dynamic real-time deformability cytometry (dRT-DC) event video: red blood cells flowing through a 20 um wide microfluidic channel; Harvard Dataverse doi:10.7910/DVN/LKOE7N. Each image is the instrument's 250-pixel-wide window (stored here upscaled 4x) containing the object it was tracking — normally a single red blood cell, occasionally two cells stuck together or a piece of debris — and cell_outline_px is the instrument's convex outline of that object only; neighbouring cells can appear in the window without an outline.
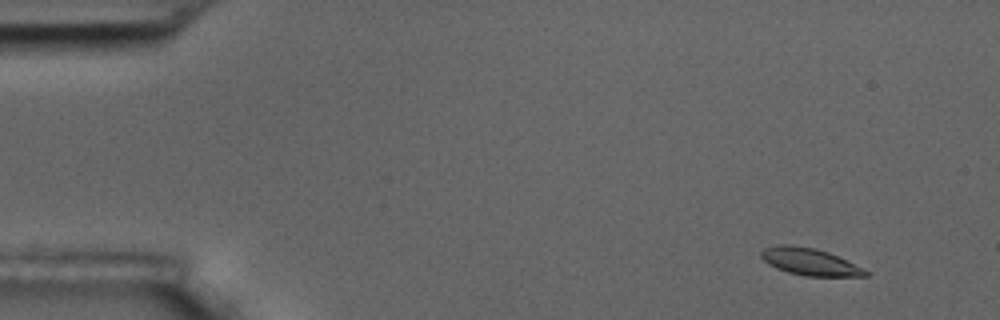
{"species": "common noctule bat (a hibernating species)", "species_latin": "Nyctalus noctula", "temperature_condition": "room temperature", "stored_images_in_passage": 8, "camera_frame_rate_fps": 3000, "um_per_image_px": 0.085, "animal": {"sex": "male", "body_mass_g": 17.5, "forearm_length_mm": 52.3}, "frame": {"image": 1, "passage_image": 2, "time_ms": 1.333, "image_size_px": [1000, 320], "cell_outline_px": [[868, 276], [808, 276], [788, 272], [776, 268], [768, 264], [760, 256], [760, 252], [764, 248], [776, 244], [792, 244], [816, 248], [828, 252], [868, 272]], "centroid_in_image_um": [68.73, 22.22], "position_along_channel_um": 16.3, "area_um2": 16.24}}
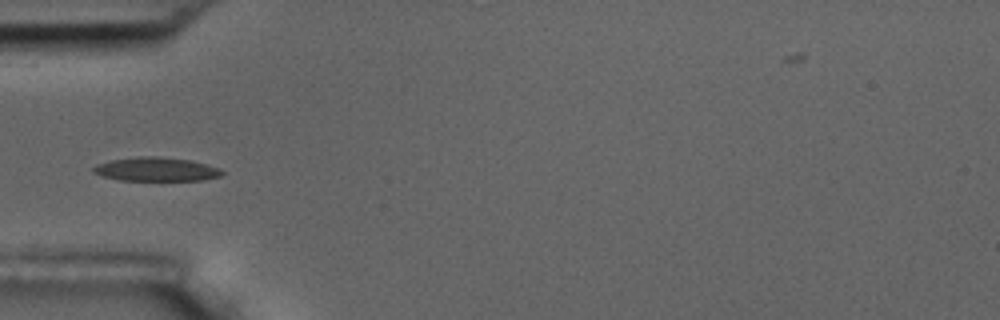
{"frame": {"image": 2, "passage_image": 6, "time_ms": 6.0, "image_size_px": [1000, 320], "cell_outline_px": [[224, 172], [220, 176], [200, 180], [120, 180], [104, 176], [92, 172], [92, 168], [96, 164], [112, 160], [136, 156], [160, 156], [192, 160], [220, 168]], "centroid_in_image_um": [13.27, 14.37], "position_along_channel_um": 71.7, "area_um2": 17.86}}